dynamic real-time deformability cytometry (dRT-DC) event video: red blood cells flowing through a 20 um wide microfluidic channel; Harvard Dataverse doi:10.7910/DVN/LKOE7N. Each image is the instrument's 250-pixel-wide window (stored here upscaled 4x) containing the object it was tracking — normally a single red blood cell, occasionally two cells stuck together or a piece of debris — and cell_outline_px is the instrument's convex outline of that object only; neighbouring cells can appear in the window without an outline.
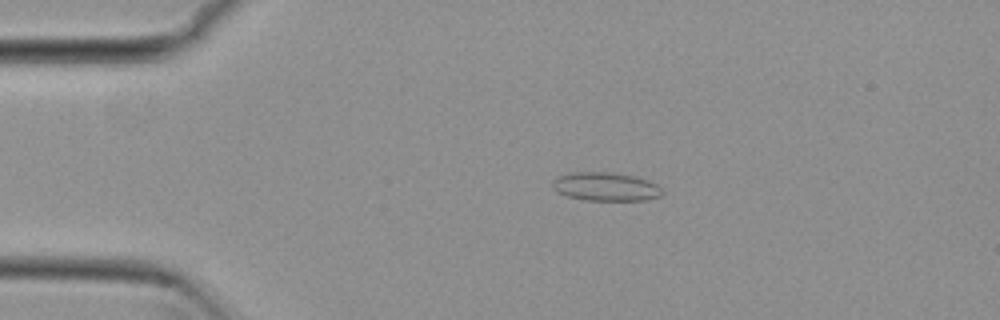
{"species": "common noctule bat (a hibernating species)", "species_latin": "Nyctalus noctula", "temperature_condition": "cold", "stored_images_in_passage": 55, "camera_frame_rate_fps": 3000, "um_per_image_px": 0.085, "animal": {"sex": "female", "body_mass_g": 29.2, "forearm_length_mm": 56.3}, "frame": {"image": 1, "passage_image": 12, "time_ms": 3.667, "image_size_px": [1000, 320], "cell_outline_px": [[664, 192], [660, 196], [644, 200], [584, 200], [568, 196], [556, 192], [552, 188], [552, 180], [556, 176], [576, 172], [608, 172], [632, 176], [648, 180], [656, 184]], "centroid_in_image_um": [51.44, 15.87], "position_along_channel_um": 33.6, "area_um2": 18.21}}
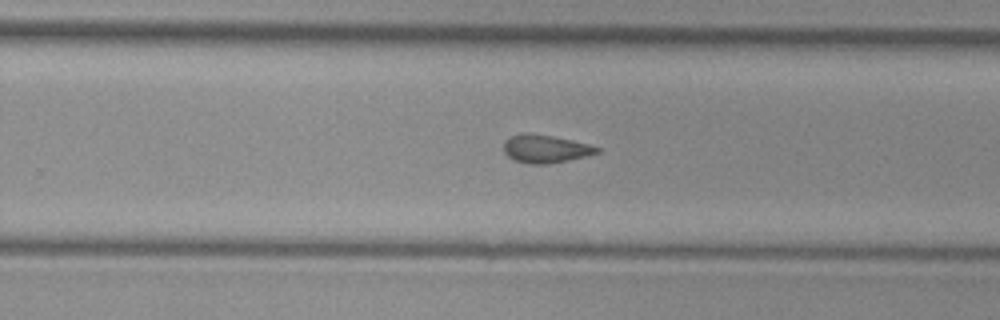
{"frame": {"image": 2, "passage_image": 35, "time_ms": 11.333, "image_size_px": [1000, 320], "cell_outline_px": [[600, 152], [568, 160], [548, 164], [528, 164], [512, 160], [504, 152], [504, 140], [512, 136], [524, 132], [532, 132], [572, 140], [588, 144], [600, 148]], "centroid_in_image_um": [46.32, 12.64], "position_along_channel_um": 283.5, "area_um2": 15.32}}
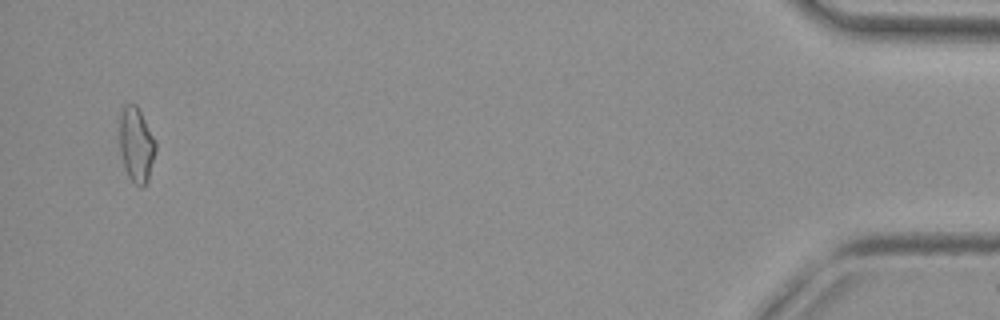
{"frame": {"image": 3, "passage_image": 53, "time_ms": 17.333, "image_size_px": [1000, 320], "cell_outline_px": [[156, 152], [148, 180], [140, 188], [128, 176], [124, 168], [120, 152], [120, 112], [124, 104], [136, 104], [156, 144]], "centroid_in_image_um": [11.57, 12.32], "position_along_channel_um": 423.6, "area_um2": 15.55}, "authors_computed_cell_mechanics": {"area_um2": 15.7216, "velocity_mm_per_s": 3.8267, "shape_relaxation_time_tau1_ms": null, "shape_relaxation_time_tau2_ms": 4.6336, "deformation_change_tau1": null, "deformation_change_tau2": 0.1071}}